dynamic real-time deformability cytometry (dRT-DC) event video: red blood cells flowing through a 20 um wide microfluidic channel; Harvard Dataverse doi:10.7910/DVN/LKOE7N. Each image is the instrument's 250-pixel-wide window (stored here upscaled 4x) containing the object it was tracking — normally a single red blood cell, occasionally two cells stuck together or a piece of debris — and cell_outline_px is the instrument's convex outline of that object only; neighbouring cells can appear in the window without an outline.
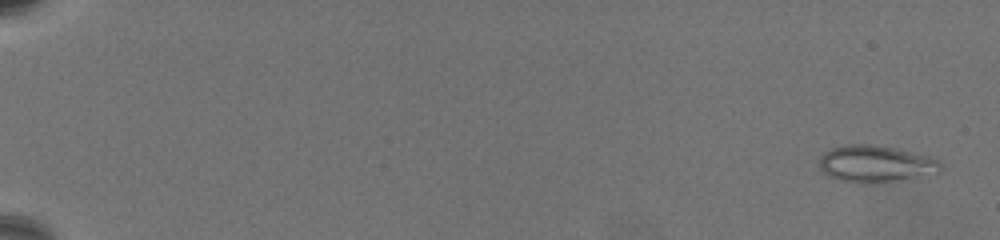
{"species": "common noctule bat (a hibernating species)", "species_latin": "Nyctalus noctula", "temperature_condition": "warm", "stored_images_in_passage": 68, "camera_frame_rate_fps": 3000, "um_per_image_px": 0.085, "animal": {"sex": "female", "body_mass_g": 19.5, "forearm_length_mm": 54.1}, "frame": {"image": 1, "passage_image": 3, "time_ms": 0.667, "image_size_px": [1000, 240], "cell_outline_px": [[940, 168], [936, 176], [872, 184], [840, 180], [828, 176], [820, 168], [820, 156], [824, 152], [832, 148], [844, 144], [868, 144], [892, 148], [928, 156], [940, 160]], "centroid_in_image_um": [74.48, 13.95], "position_along_channel_um": 10.5, "area_um2": 26.36}}
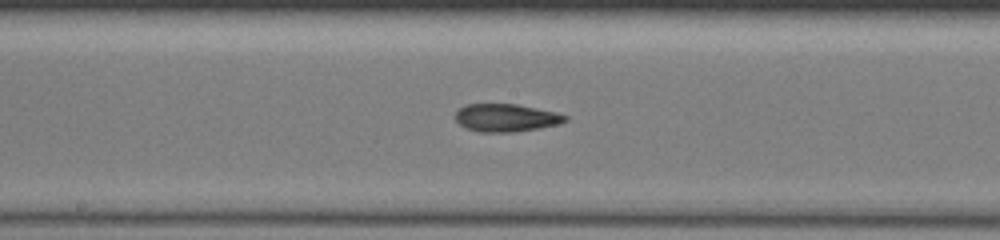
{"frame": {"image": 2, "passage_image": 40, "time_ms": 13.0, "image_size_px": [1000, 240], "cell_outline_px": [[568, 120], [556, 124], [540, 128], [516, 132], [480, 132], [464, 128], [456, 120], [456, 112], [464, 104], [516, 104], [556, 112], [568, 116]], "centroid_in_image_um": [43.0, 10.01], "position_along_channel_um": 205.2, "area_um2": 17.8}}
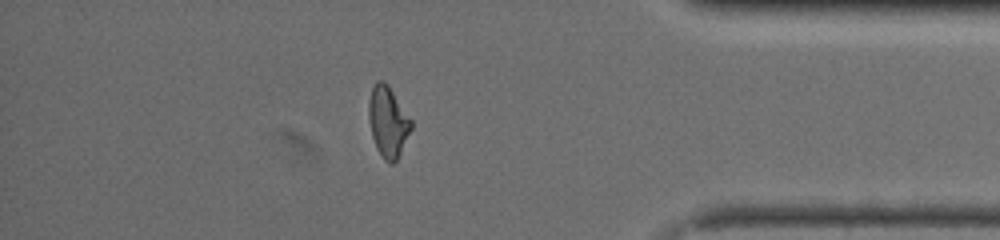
{"frame": {"image": 3, "passage_image": 60, "time_ms": 19.667, "image_size_px": [1000, 240], "cell_outline_px": [[412, 128], [396, 160], [392, 164], [388, 164], [384, 160], [376, 148], [372, 136], [368, 120], [368, 100], [372, 88], [376, 80], [384, 80], [388, 84], [412, 120]], "centroid_in_image_um": [32.96, 10.33], "position_along_channel_um": 402.2, "area_um2": 17.63}, "authors_computed_cell_mechanics": {"area_um2": 18.1203, "velocity_mm_per_s": 3.286, "shape_relaxation_time_tau1_ms": null, "shape_relaxation_time_tau2_ms": 3.1636, "deformation_change_tau1": null, "deformation_change_tau2": 0.1076}}